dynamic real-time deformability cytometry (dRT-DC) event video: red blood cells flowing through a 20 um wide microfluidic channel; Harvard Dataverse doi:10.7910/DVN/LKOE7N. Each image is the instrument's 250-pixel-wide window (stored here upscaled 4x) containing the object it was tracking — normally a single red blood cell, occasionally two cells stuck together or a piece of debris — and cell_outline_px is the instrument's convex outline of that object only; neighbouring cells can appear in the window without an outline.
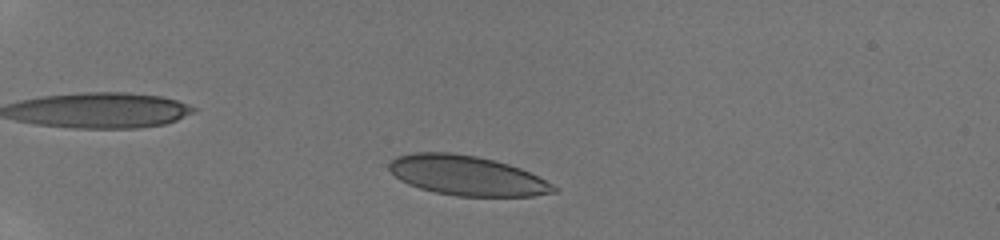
{"species": "human", "species_latin": "Homo sapiens", "temperature_condition": "room temperature", "stored_images_in_passage": 43, "camera_frame_rate_fps": 3000, "um_per_image_px": 0.085, "donor": {"sex": "male"}, "frame": {"image": 1, "passage_image": 7, "time_ms": 2.0, "image_size_px": [1000, 240], "cell_outline_px": [[556, 192], [532, 196], [456, 196], [436, 192], [420, 188], [408, 184], [400, 180], [388, 168], [388, 164], [396, 156], [412, 152], [452, 152], [476, 156], [508, 164], [520, 168], [552, 184], [556, 188]], "centroid_in_image_um": [39.64, 14.91], "position_along_channel_um": 45.4, "area_um2": 37.86}}
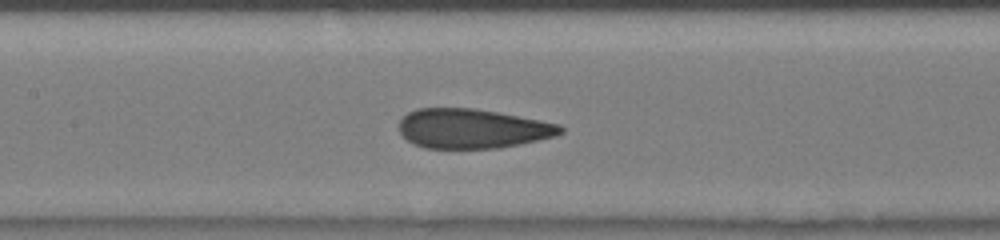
{"frame": {"image": 2, "passage_image": 20, "time_ms": 6.333, "image_size_px": [1000, 240], "cell_outline_px": [[564, 132], [556, 136], [496, 148], [424, 148], [408, 140], [400, 132], [400, 120], [408, 112], [416, 108], [472, 108], [496, 112], [540, 120], [560, 124], [564, 128]], "centroid_in_image_um": [40.15, 10.92], "position_along_channel_um": 167.3, "area_um2": 36.82}}
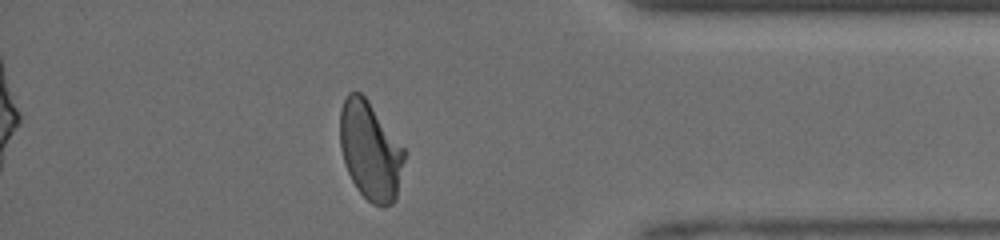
{"frame": {"image": 3, "passage_image": 38, "time_ms": 12.333, "image_size_px": [1000, 240], "cell_outline_px": [[408, 152], [396, 200], [392, 204], [384, 208], [372, 204], [356, 188], [344, 164], [340, 148], [340, 108], [348, 92], [360, 92], [368, 100]], "centroid_in_image_um": [31.51, 12.84], "position_along_channel_um": 403.7, "area_um2": 37.57}}